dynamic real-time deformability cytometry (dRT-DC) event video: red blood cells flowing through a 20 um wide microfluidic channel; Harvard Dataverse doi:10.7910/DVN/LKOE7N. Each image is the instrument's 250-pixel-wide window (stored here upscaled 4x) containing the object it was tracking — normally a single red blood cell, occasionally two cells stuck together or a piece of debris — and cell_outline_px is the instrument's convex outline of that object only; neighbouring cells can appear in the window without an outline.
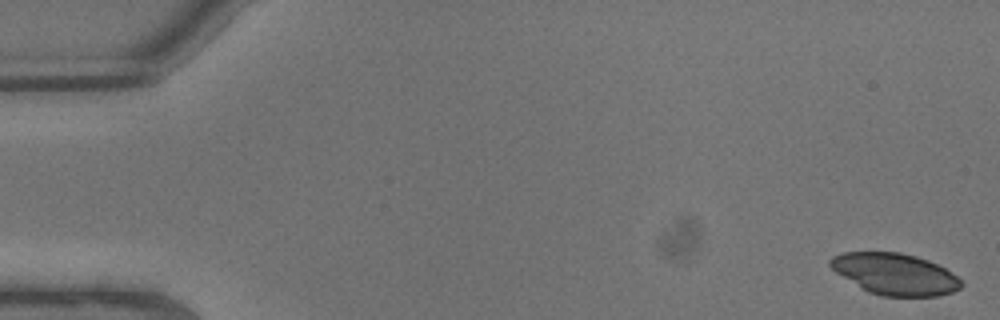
{"species": "common noctule bat (a hibernating species)", "species_latin": "Nyctalus noctula", "temperature_condition": "warm", "stored_images_in_passage": 8, "camera_frame_rate_fps": 3000, "um_per_image_px": 0.085, "animal": {"sex": "male", "body_mass_g": 13.3}, "frame": {"image": 1, "passage_image": 1, "time_ms": 0.0, "image_size_px": [1000, 320], "cell_outline_px": [[964, 284], [960, 288], [952, 292], [940, 296], [880, 296], [868, 292], [836, 272], [828, 264], [828, 260], [832, 256], [844, 252], [900, 252], [916, 256], [928, 260], [944, 268], [956, 276]], "centroid_in_image_um": [76.06, 23.29], "position_along_channel_um": 8.9, "area_um2": 31.56}}
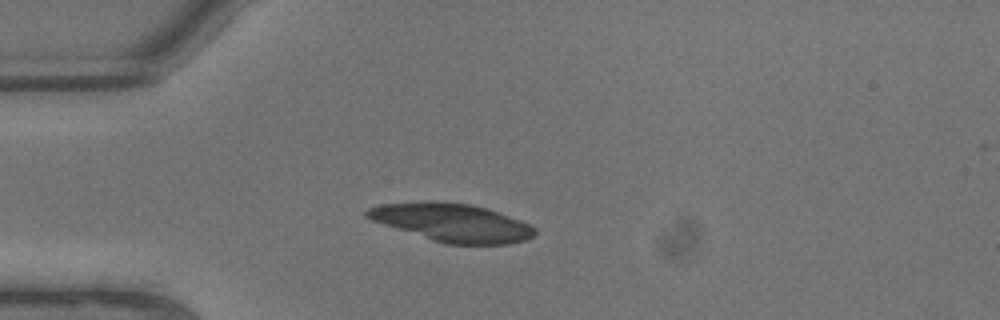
{"frame": {"image": 2, "passage_image": 6, "time_ms": 1.667, "image_size_px": [1000, 320], "cell_outline_px": [[536, 232], [528, 240], [508, 244], [444, 244], [372, 220], [364, 216], [364, 212], [368, 208], [380, 204], [468, 204], [488, 208], [520, 220], [536, 228]], "centroid_in_image_um": [38.5, 18.97], "position_along_channel_um": 46.5, "area_um2": 35.95}}